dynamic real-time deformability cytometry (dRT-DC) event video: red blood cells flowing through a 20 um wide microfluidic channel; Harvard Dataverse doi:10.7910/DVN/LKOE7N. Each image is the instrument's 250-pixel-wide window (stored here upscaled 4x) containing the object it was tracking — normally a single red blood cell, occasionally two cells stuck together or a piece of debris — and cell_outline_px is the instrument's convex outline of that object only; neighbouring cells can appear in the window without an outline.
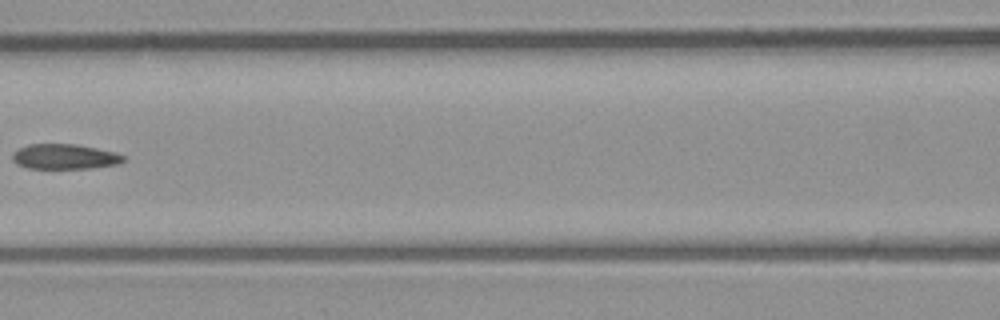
{"species": "common noctule bat (a hibernating species)", "species_latin": "Nyctalus noctula", "temperature_condition": "room temperature", "stored_images_in_passage": 8, "camera_frame_rate_fps": 3000, "um_per_image_px": 0.085, "animal": {"sex": "male", "body_mass_g": 23.1, "forearm_length_mm": 52.7}, "frame": {"image": 1, "passage_image": 6, "time_ms": 6.0, "image_size_px": [1000, 320], "cell_outline_px": [[124, 160], [120, 164], [92, 168], [28, 168], [16, 164], [12, 160], [12, 152], [28, 144], [76, 144], [116, 152], [124, 156]], "centroid_in_image_um": [5.49, 13.31], "position_along_channel_um": 161.1, "area_um2": 16.3}}
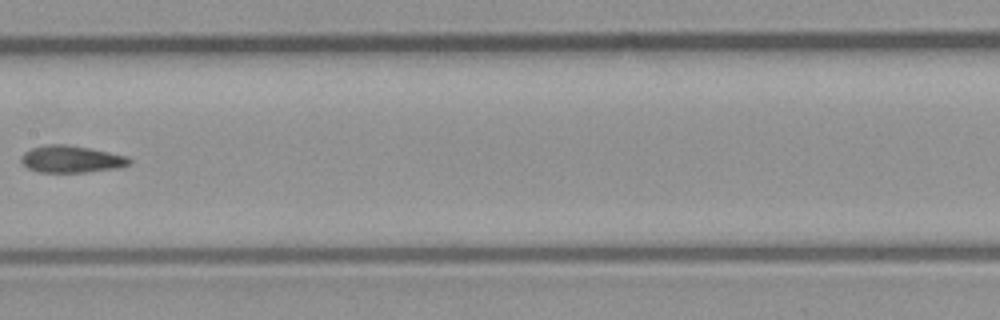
{"frame": {"image": 2, "passage_image": 7, "time_ms": 7.0, "image_size_px": [1000, 320], "cell_outline_px": [[132, 164], [116, 168], [84, 172], [40, 172], [28, 168], [20, 160], [20, 156], [24, 152], [32, 148], [48, 144], [64, 144], [88, 148], [128, 156], [132, 160]], "centroid_in_image_um": [6.06, 13.52], "position_along_channel_um": 201.3, "area_um2": 16.94}}
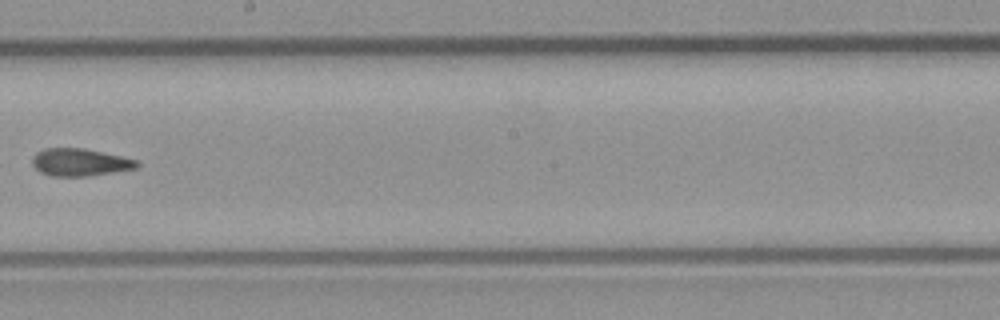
{"frame": {"image": 3, "passage_image": 8, "time_ms": 8.0, "image_size_px": [1000, 320], "cell_outline_px": [[140, 164], [136, 168], [88, 176], [52, 176], [40, 172], [32, 164], [32, 156], [36, 152], [44, 148], [84, 148], [104, 152], [140, 160]], "centroid_in_image_um": [6.8, 13.78], "position_along_channel_um": 241.4, "area_um2": 16.88}}